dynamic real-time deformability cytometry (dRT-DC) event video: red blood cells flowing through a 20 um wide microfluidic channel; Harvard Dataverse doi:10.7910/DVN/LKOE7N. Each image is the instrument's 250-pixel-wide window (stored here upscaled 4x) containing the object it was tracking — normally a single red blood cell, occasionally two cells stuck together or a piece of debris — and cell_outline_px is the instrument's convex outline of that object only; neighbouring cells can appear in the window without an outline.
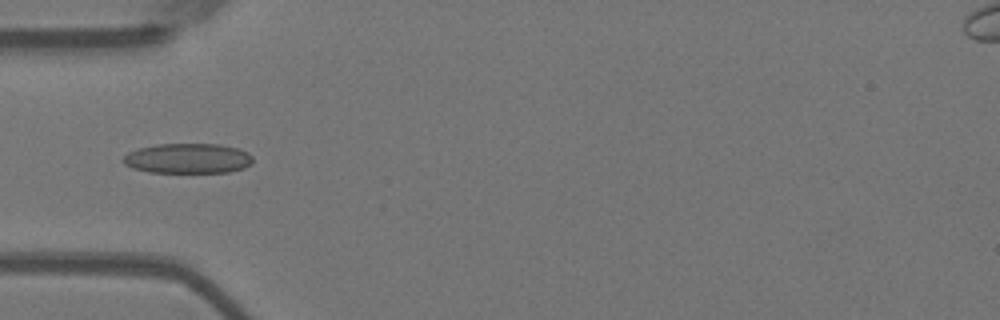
{"species": "Egyptian fruit bat (a non-hibernating species)", "species_latin": "Rousettus aegyptiacus", "temperature_condition": "warm", "stored_images_in_passage": 27, "camera_frame_rate_fps": 3000, "um_per_image_px": 0.085, "animal": {"sex": "female"}, "frame": {"image": 1, "passage_image": 5, "time_ms": 1.333, "image_size_px": [1000, 320], "cell_outline_px": [[252, 164], [244, 168], [228, 172], [148, 172], [132, 168], [124, 164], [120, 160], [128, 152], [140, 148], [156, 144], [220, 144], [240, 148], [248, 152], [252, 156]], "centroid_in_image_um": [15.97, 13.46], "position_along_channel_um": 69.0, "area_um2": 22.89}}
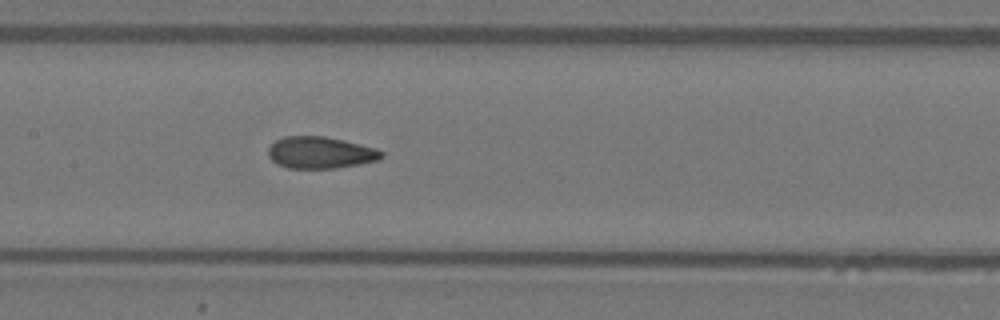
{"frame": {"image": 2, "passage_image": 14, "time_ms": 4.333, "image_size_px": [1000, 320], "cell_outline_px": [[384, 156], [376, 160], [360, 164], [336, 168], [288, 168], [276, 164], [268, 156], [268, 148], [276, 140], [284, 136], [324, 136], [344, 140], [376, 148], [384, 152]], "centroid_in_image_um": [27.22, 12.97], "position_along_channel_um": 180.2, "area_um2": 21.04}}
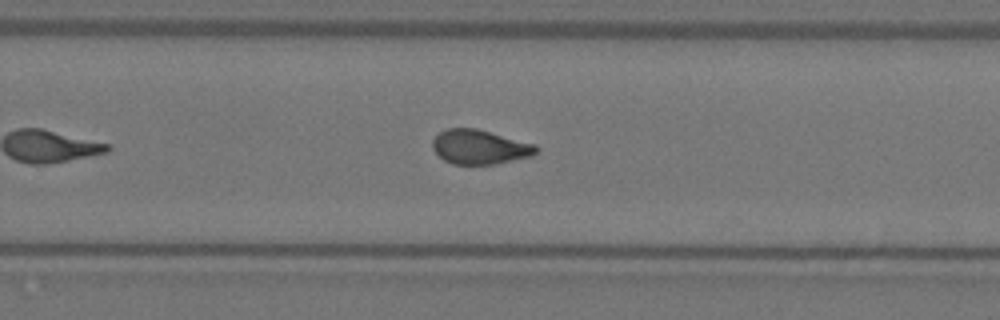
{"frame": {"image": 3, "passage_image": 23, "time_ms": 7.333, "image_size_px": [1000, 320], "cell_outline_px": [[540, 148], [532, 156], [496, 164], [452, 164], [444, 160], [432, 148], [432, 140], [440, 132], [448, 128], [476, 128], [536, 144]], "centroid_in_image_um": [40.8, 12.49], "position_along_channel_um": 289.0, "area_um2": 20.81}}